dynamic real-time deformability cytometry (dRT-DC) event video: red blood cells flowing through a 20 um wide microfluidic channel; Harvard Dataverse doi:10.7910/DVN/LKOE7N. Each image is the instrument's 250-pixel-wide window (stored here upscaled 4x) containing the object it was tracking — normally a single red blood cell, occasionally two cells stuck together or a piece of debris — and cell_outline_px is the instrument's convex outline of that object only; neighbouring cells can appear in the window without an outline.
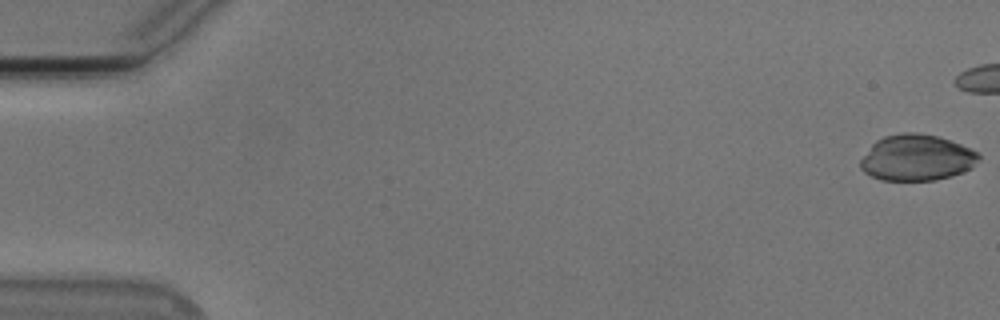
{"species": "Egyptian fruit bat (a non-hibernating species)", "species_latin": "Rousettus aegyptiacus", "temperature_condition": "cold", "stored_images_in_passage": 11, "camera_frame_rate_fps": 3000, "um_per_image_px": 0.085, "animal": {"sex": "male"}, "frame": {"image": 1, "passage_image": 1, "time_ms": 0.0, "image_size_px": [1000, 320], "cell_outline_px": [[980, 156], [972, 168], [952, 176], [936, 180], [880, 180], [864, 172], [860, 168], [860, 160], [872, 144], [876, 140], [884, 136], [904, 132], [916, 132], [936, 136], [960, 144], [976, 152]], "centroid_in_image_um": [77.89, 13.41], "position_along_channel_um": 7.1, "area_um2": 31.62}}